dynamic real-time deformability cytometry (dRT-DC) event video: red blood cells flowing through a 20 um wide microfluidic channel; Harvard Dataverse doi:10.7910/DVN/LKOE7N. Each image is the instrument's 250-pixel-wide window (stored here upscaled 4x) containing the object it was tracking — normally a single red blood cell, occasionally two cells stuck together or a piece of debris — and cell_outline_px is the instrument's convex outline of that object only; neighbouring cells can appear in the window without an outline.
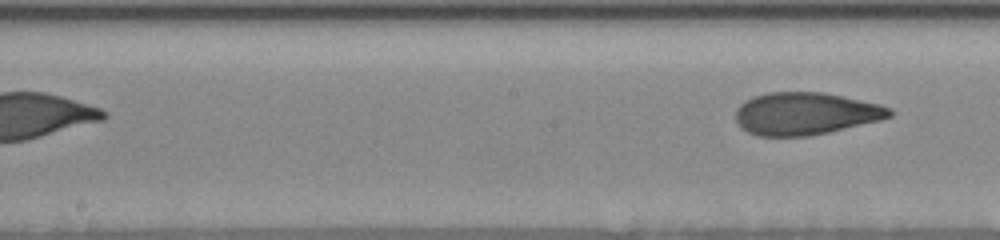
{"species": "human", "species_latin": "Homo sapiens", "temperature_condition": "room temperature", "stored_images_in_passage": 10, "segment_of_instrument_passage": [2, 2], "camera_frame_rate_fps": 3000, "um_per_image_px": 0.085, "donor": {"sex": "female"}, "frame": {"image": 1, "passage_image": 10, "time_ms": 3.0, "image_size_px": [1000, 240], "cell_outline_px": [[892, 116], [880, 120], [828, 132], [808, 136], [756, 136], [740, 128], [736, 120], [736, 108], [744, 100], [752, 96], [768, 92], [824, 92], [880, 104], [892, 108]], "centroid_in_image_um": [68.43, 9.65], "position_along_channel_um": 179.8, "area_um2": 38.26}}